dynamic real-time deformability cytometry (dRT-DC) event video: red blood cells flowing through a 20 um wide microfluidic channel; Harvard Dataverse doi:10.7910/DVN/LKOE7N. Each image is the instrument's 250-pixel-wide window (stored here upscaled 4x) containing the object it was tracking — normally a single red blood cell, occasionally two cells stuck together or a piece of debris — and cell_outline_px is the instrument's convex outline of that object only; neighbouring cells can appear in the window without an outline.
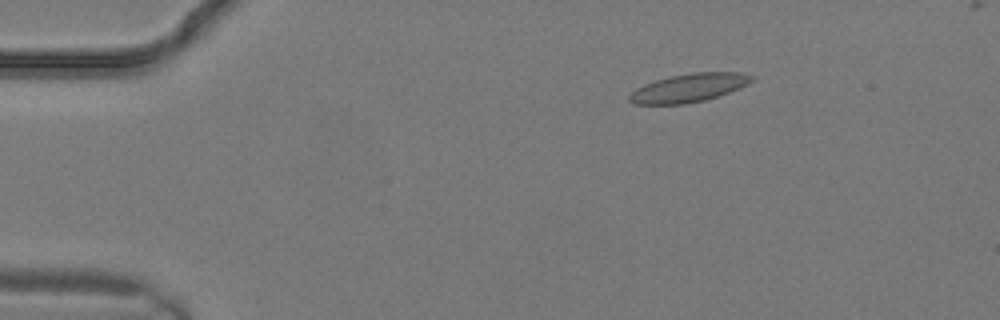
{"species": "common noctule bat (a hibernating species)", "species_latin": "Nyctalus noctula", "temperature_condition": "warm", "stored_images_in_passage": 7, "camera_frame_rate_fps": 3000, "um_per_image_px": 0.085, "animal": {"sex": "male", "body_mass_g": 19.2, "forearm_length_mm": 51.8}, "frame": {"image": 1, "passage_image": 2, "time_ms": 0.333, "image_size_px": [1000, 320], "cell_outline_px": [[756, 76], [748, 84], [740, 88], [704, 100], [684, 104], [632, 104], [628, 100], [628, 96], [636, 88], [644, 84], [656, 80], [672, 76], [692, 72], [740, 72]], "centroid_in_image_um": [58.55, 7.46], "position_along_channel_um": 26.5, "area_um2": 20.17}}